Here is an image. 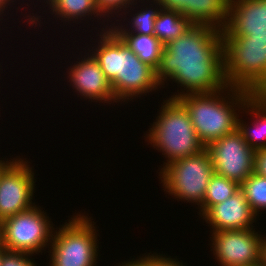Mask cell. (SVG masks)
I'll return each mask as SVG.
<instances>
[{
	"instance_id": "22",
	"label": "cell",
	"mask_w": 266,
	"mask_h": 266,
	"mask_svg": "<svg viewBox=\"0 0 266 266\" xmlns=\"http://www.w3.org/2000/svg\"><path fill=\"white\" fill-rule=\"evenodd\" d=\"M240 190L244 193L252 211L261 216V211L266 210V177L253 172L240 185Z\"/></svg>"
},
{
	"instance_id": "4",
	"label": "cell",
	"mask_w": 266,
	"mask_h": 266,
	"mask_svg": "<svg viewBox=\"0 0 266 266\" xmlns=\"http://www.w3.org/2000/svg\"><path fill=\"white\" fill-rule=\"evenodd\" d=\"M163 101L156 120L144 136L147 144L162 152L167 159L159 172L170 162L198 154L206 148L199 140L184 105L177 98L168 97Z\"/></svg>"
},
{
	"instance_id": "5",
	"label": "cell",
	"mask_w": 266,
	"mask_h": 266,
	"mask_svg": "<svg viewBox=\"0 0 266 266\" xmlns=\"http://www.w3.org/2000/svg\"><path fill=\"white\" fill-rule=\"evenodd\" d=\"M226 84L266 93V33L223 37Z\"/></svg>"
},
{
	"instance_id": "29",
	"label": "cell",
	"mask_w": 266,
	"mask_h": 266,
	"mask_svg": "<svg viewBox=\"0 0 266 266\" xmlns=\"http://www.w3.org/2000/svg\"><path fill=\"white\" fill-rule=\"evenodd\" d=\"M115 266H147L139 257L136 259H132L131 261L127 260L126 262H121V264L119 263L118 265Z\"/></svg>"
},
{
	"instance_id": "15",
	"label": "cell",
	"mask_w": 266,
	"mask_h": 266,
	"mask_svg": "<svg viewBox=\"0 0 266 266\" xmlns=\"http://www.w3.org/2000/svg\"><path fill=\"white\" fill-rule=\"evenodd\" d=\"M243 111L252 117L250 125L238 115L237 129L254 150L266 148V93H252L245 102ZM245 110V111H244ZM251 114V115H250ZM242 119V120H241Z\"/></svg>"
},
{
	"instance_id": "17",
	"label": "cell",
	"mask_w": 266,
	"mask_h": 266,
	"mask_svg": "<svg viewBox=\"0 0 266 266\" xmlns=\"http://www.w3.org/2000/svg\"><path fill=\"white\" fill-rule=\"evenodd\" d=\"M145 2L149 3V5ZM138 3H139V5H138ZM142 3H143V6H142ZM140 4H141V7H143V8L140 7ZM129 8H130V10H129ZM138 9H139V11H138ZM160 9H161V7L156 0H146V1L145 0H135V2L133 4H131L127 9L124 10V12H122L120 14V17H122L123 19L118 17L119 19L115 20L116 22L114 21V22L109 23V24H111V29L115 33H137V34L154 35V23H155L156 16H157ZM131 10L135 14H132ZM134 10H135V12H134ZM127 16H129V19H127L128 18ZM121 21H123V23ZM127 21H128V24H127ZM116 25H118V26H116Z\"/></svg>"
},
{
	"instance_id": "7",
	"label": "cell",
	"mask_w": 266,
	"mask_h": 266,
	"mask_svg": "<svg viewBox=\"0 0 266 266\" xmlns=\"http://www.w3.org/2000/svg\"><path fill=\"white\" fill-rule=\"evenodd\" d=\"M157 173L166 194L178 202L187 201L199 207L214 169L209 151L205 148L198 154L170 162Z\"/></svg>"
},
{
	"instance_id": "20",
	"label": "cell",
	"mask_w": 266,
	"mask_h": 266,
	"mask_svg": "<svg viewBox=\"0 0 266 266\" xmlns=\"http://www.w3.org/2000/svg\"><path fill=\"white\" fill-rule=\"evenodd\" d=\"M192 25L180 12L160 9L154 23V36L165 45L178 38Z\"/></svg>"
},
{
	"instance_id": "18",
	"label": "cell",
	"mask_w": 266,
	"mask_h": 266,
	"mask_svg": "<svg viewBox=\"0 0 266 266\" xmlns=\"http://www.w3.org/2000/svg\"><path fill=\"white\" fill-rule=\"evenodd\" d=\"M230 0H187L182 13L192 24L207 25L222 30L227 22Z\"/></svg>"
},
{
	"instance_id": "24",
	"label": "cell",
	"mask_w": 266,
	"mask_h": 266,
	"mask_svg": "<svg viewBox=\"0 0 266 266\" xmlns=\"http://www.w3.org/2000/svg\"><path fill=\"white\" fill-rule=\"evenodd\" d=\"M32 256L34 255L25 252L6 250L2 256L0 266H37Z\"/></svg>"
},
{
	"instance_id": "10",
	"label": "cell",
	"mask_w": 266,
	"mask_h": 266,
	"mask_svg": "<svg viewBox=\"0 0 266 266\" xmlns=\"http://www.w3.org/2000/svg\"><path fill=\"white\" fill-rule=\"evenodd\" d=\"M255 229L211 232L210 247L216 262L220 266L261 265V243L265 234Z\"/></svg>"
},
{
	"instance_id": "23",
	"label": "cell",
	"mask_w": 266,
	"mask_h": 266,
	"mask_svg": "<svg viewBox=\"0 0 266 266\" xmlns=\"http://www.w3.org/2000/svg\"><path fill=\"white\" fill-rule=\"evenodd\" d=\"M134 2L135 0H96V5L100 12L112 22ZM112 17L114 20L111 19Z\"/></svg>"
},
{
	"instance_id": "19",
	"label": "cell",
	"mask_w": 266,
	"mask_h": 266,
	"mask_svg": "<svg viewBox=\"0 0 266 266\" xmlns=\"http://www.w3.org/2000/svg\"><path fill=\"white\" fill-rule=\"evenodd\" d=\"M142 62L155 70L160 64L164 45L154 36L137 33H116Z\"/></svg>"
},
{
	"instance_id": "3",
	"label": "cell",
	"mask_w": 266,
	"mask_h": 266,
	"mask_svg": "<svg viewBox=\"0 0 266 266\" xmlns=\"http://www.w3.org/2000/svg\"><path fill=\"white\" fill-rule=\"evenodd\" d=\"M251 94L249 90L228 85L219 91L189 93L177 99L188 111L199 140L207 147L237 128L239 112Z\"/></svg>"
},
{
	"instance_id": "27",
	"label": "cell",
	"mask_w": 266,
	"mask_h": 266,
	"mask_svg": "<svg viewBox=\"0 0 266 266\" xmlns=\"http://www.w3.org/2000/svg\"><path fill=\"white\" fill-rule=\"evenodd\" d=\"M162 9L173 10L181 14L187 9V0H156Z\"/></svg>"
},
{
	"instance_id": "32",
	"label": "cell",
	"mask_w": 266,
	"mask_h": 266,
	"mask_svg": "<svg viewBox=\"0 0 266 266\" xmlns=\"http://www.w3.org/2000/svg\"><path fill=\"white\" fill-rule=\"evenodd\" d=\"M7 249L2 245L1 241H0V262L2 259L3 254L5 253Z\"/></svg>"
},
{
	"instance_id": "33",
	"label": "cell",
	"mask_w": 266,
	"mask_h": 266,
	"mask_svg": "<svg viewBox=\"0 0 266 266\" xmlns=\"http://www.w3.org/2000/svg\"><path fill=\"white\" fill-rule=\"evenodd\" d=\"M1 226H2V221L0 220V241H1Z\"/></svg>"
},
{
	"instance_id": "6",
	"label": "cell",
	"mask_w": 266,
	"mask_h": 266,
	"mask_svg": "<svg viewBox=\"0 0 266 266\" xmlns=\"http://www.w3.org/2000/svg\"><path fill=\"white\" fill-rule=\"evenodd\" d=\"M75 214L54 229L47 251L49 266H97L100 250L96 222L87 213Z\"/></svg>"
},
{
	"instance_id": "21",
	"label": "cell",
	"mask_w": 266,
	"mask_h": 266,
	"mask_svg": "<svg viewBox=\"0 0 266 266\" xmlns=\"http://www.w3.org/2000/svg\"><path fill=\"white\" fill-rule=\"evenodd\" d=\"M239 189L238 183L214 173L208 183L203 203L197 207L198 215L201 217L210 207L222 203Z\"/></svg>"
},
{
	"instance_id": "9",
	"label": "cell",
	"mask_w": 266,
	"mask_h": 266,
	"mask_svg": "<svg viewBox=\"0 0 266 266\" xmlns=\"http://www.w3.org/2000/svg\"><path fill=\"white\" fill-rule=\"evenodd\" d=\"M27 158H12L0 172V220L34 207L35 173Z\"/></svg>"
},
{
	"instance_id": "30",
	"label": "cell",
	"mask_w": 266,
	"mask_h": 266,
	"mask_svg": "<svg viewBox=\"0 0 266 266\" xmlns=\"http://www.w3.org/2000/svg\"><path fill=\"white\" fill-rule=\"evenodd\" d=\"M261 266H266V236H263L261 243Z\"/></svg>"
},
{
	"instance_id": "11",
	"label": "cell",
	"mask_w": 266,
	"mask_h": 266,
	"mask_svg": "<svg viewBox=\"0 0 266 266\" xmlns=\"http://www.w3.org/2000/svg\"><path fill=\"white\" fill-rule=\"evenodd\" d=\"M214 173L241 185L252 173L255 151L236 128L209 144Z\"/></svg>"
},
{
	"instance_id": "1",
	"label": "cell",
	"mask_w": 266,
	"mask_h": 266,
	"mask_svg": "<svg viewBox=\"0 0 266 266\" xmlns=\"http://www.w3.org/2000/svg\"><path fill=\"white\" fill-rule=\"evenodd\" d=\"M156 78L162 88L168 86L165 84L168 81L181 86L180 91L169 98L211 93L227 87L222 30L192 24L182 35L164 45Z\"/></svg>"
},
{
	"instance_id": "12",
	"label": "cell",
	"mask_w": 266,
	"mask_h": 266,
	"mask_svg": "<svg viewBox=\"0 0 266 266\" xmlns=\"http://www.w3.org/2000/svg\"><path fill=\"white\" fill-rule=\"evenodd\" d=\"M85 48H83L85 55L83 56L81 51V59L77 57V61L72 62L70 67H67V79L69 78L67 82L74 90L73 93L76 92L75 94H78L80 99L84 98L89 100L88 102H98L104 105L105 103L107 105L117 103L111 84L101 70L99 63Z\"/></svg>"
},
{
	"instance_id": "28",
	"label": "cell",
	"mask_w": 266,
	"mask_h": 266,
	"mask_svg": "<svg viewBox=\"0 0 266 266\" xmlns=\"http://www.w3.org/2000/svg\"><path fill=\"white\" fill-rule=\"evenodd\" d=\"M16 0H0V21L2 22V18H3V16H6L5 14V12H6V10H8V8H9V10L12 8V7H10L12 4L14 5V3H17V1L15 2Z\"/></svg>"
},
{
	"instance_id": "31",
	"label": "cell",
	"mask_w": 266,
	"mask_h": 266,
	"mask_svg": "<svg viewBox=\"0 0 266 266\" xmlns=\"http://www.w3.org/2000/svg\"><path fill=\"white\" fill-rule=\"evenodd\" d=\"M1 159V158H0ZM11 160H9L8 158H7V160L5 161L4 159L2 160H0V172H1V170L10 162Z\"/></svg>"
},
{
	"instance_id": "2",
	"label": "cell",
	"mask_w": 266,
	"mask_h": 266,
	"mask_svg": "<svg viewBox=\"0 0 266 266\" xmlns=\"http://www.w3.org/2000/svg\"><path fill=\"white\" fill-rule=\"evenodd\" d=\"M98 32L96 36L99 37L94 39L96 44L87 51L99 63L118 104L141 98L152 91L158 92L162 88L157 81L156 70L142 62L111 28Z\"/></svg>"
},
{
	"instance_id": "14",
	"label": "cell",
	"mask_w": 266,
	"mask_h": 266,
	"mask_svg": "<svg viewBox=\"0 0 266 266\" xmlns=\"http://www.w3.org/2000/svg\"><path fill=\"white\" fill-rule=\"evenodd\" d=\"M266 33V0H230L222 37Z\"/></svg>"
},
{
	"instance_id": "25",
	"label": "cell",
	"mask_w": 266,
	"mask_h": 266,
	"mask_svg": "<svg viewBox=\"0 0 266 266\" xmlns=\"http://www.w3.org/2000/svg\"><path fill=\"white\" fill-rule=\"evenodd\" d=\"M139 258L147 265V266H186V264L181 262L176 258H172L171 256L168 257V255L158 254L155 253H144L142 256L140 255ZM184 264V265H183Z\"/></svg>"
},
{
	"instance_id": "8",
	"label": "cell",
	"mask_w": 266,
	"mask_h": 266,
	"mask_svg": "<svg viewBox=\"0 0 266 266\" xmlns=\"http://www.w3.org/2000/svg\"><path fill=\"white\" fill-rule=\"evenodd\" d=\"M40 207V208H39ZM41 206L17 213L2 221L1 243L8 251L38 254L51 245L54 232L52 219Z\"/></svg>"
},
{
	"instance_id": "26",
	"label": "cell",
	"mask_w": 266,
	"mask_h": 266,
	"mask_svg": "<svg viewBox=\"0 0 266 266\" xmlns=\"http://www.w3.org/2000/svg\"><path fill=\"white\" fill-rule=\"evenodd\" d=\"M253 172L266 177V148L255 151Z\"/></svg>"
},
{
	"instance_id": "16",
	"label": "cell",
	"mask_w": 266,
	"mask_h": 266,
	"mask_svg": "<svg viewBox=\"0 0 266 266\" xmlns=\"http://www.w3.org/2000/svg\"><path fill=\"white\" fill-rule=\"evenodd\" d=\"M45 4H47L46 7L48 6V10L51 9L48 13L51 15L54 14L53 17L55 19L57 18L56 22L57 20H61L63 24L68 25L73 21L71 23L77 22L76 24H79L82 23L81 20L89 22L94 16V19H97L95 22H99L98 20L101 18L103 22L100 21L99 24H105L103 25V28H100L101 31L111 28V25L108 24V22L111 21L106 19V17L100 12L96 5V0H47ZM106 21L107 23H105Z\"/></svg>"
},
{
	"instance_id": "13",
	"label": "cell",
	"mask_w": 266,
	"mask_h": 266,
	"mask_svg": "<svg viewBox=\"0 0 266 266\" xmlns=\"http://www.w3.org/2000/svg\"><path fill=\"white\" fill-rule=\"evenodd\" d=\"M258 216L252 211L244 193L239 189L222 203L210 207L201 218L209 232L254 228Z\"/></svg>"
},
{
	"instance_id": "34",
	"label": "cell",
	"mask_w": 266,
	"mask_h": 266,
	"mask_svg": "<svg viewBox=\"0 0 266 266\" xmlns=\"http://www.w3.org/2000/svg\"><path fill=\"white\" fill-rule=\"evenodd\" d=\"M19 1H20V0H19ZM22 1H24V0H22ZM26 1H27V0H26ZM39 1H40L41 3H43V2L45 3L47 0H44V1L42 0L43 2H42L41 0H39Z\"/></svg>"
}]
</instances>
